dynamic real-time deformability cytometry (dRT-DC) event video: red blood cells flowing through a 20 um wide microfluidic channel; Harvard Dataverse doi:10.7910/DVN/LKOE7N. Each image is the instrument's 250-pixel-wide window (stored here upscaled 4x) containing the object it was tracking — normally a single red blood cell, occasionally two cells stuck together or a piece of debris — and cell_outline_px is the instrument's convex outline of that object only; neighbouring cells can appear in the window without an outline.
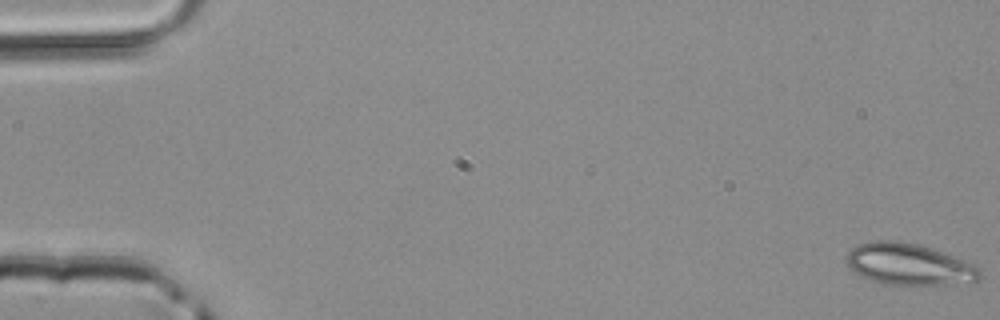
{"species": "common noctule bat (a hibernating species)", "species_latin": "Nyctalus noctula", "temperature_condition": "room temperature", "stored_images_in_passage": 51, "camera_frame_rate_fps": 3000, "um_per_image_px": 0.085, "animal": {"sex": "male", "body_mass_g": 20.4}, "frame": {"image": 1, "passage_image": 1, "time_ms": 0.0, "image_size_px": [1000, 320], "cell_outline_px": [[980, 276], [976, 280], [916, 288], [908, 288], [880, 284], [860, 276], [848, 264], [848, 252], [856, 244], [872, 240], [896, 240], [920, 244], [976, 264], [980, 268]], "centroid_in_image_um": [77.25, 22.5], "position_along_channel_um": 7.7, "area_um2": 33.18}}
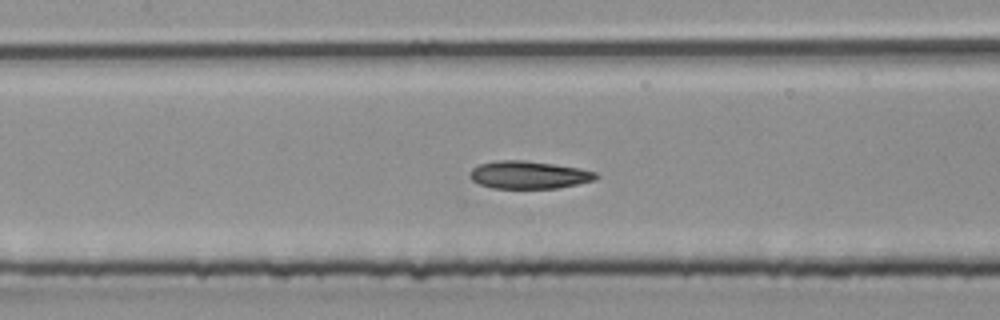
{"frame": {"image": 2, "passage_image": 24, "time_ms": 7.667, "image_size_px": [1000, 320], "cell_outline_px": [[600, 176], [596, 180], [556, 188], [492, 188], [480, 184], [472, 180], [468, 176], [468, 172], [472, 168], [480, 164], [496, 160], [524, 160], [556, 164], [580, 168], [596, 172]], "centroid_in_image_um": [44.94, 14.85], "position_along_channel_um": 162.5, "area_um2": 20.52}}
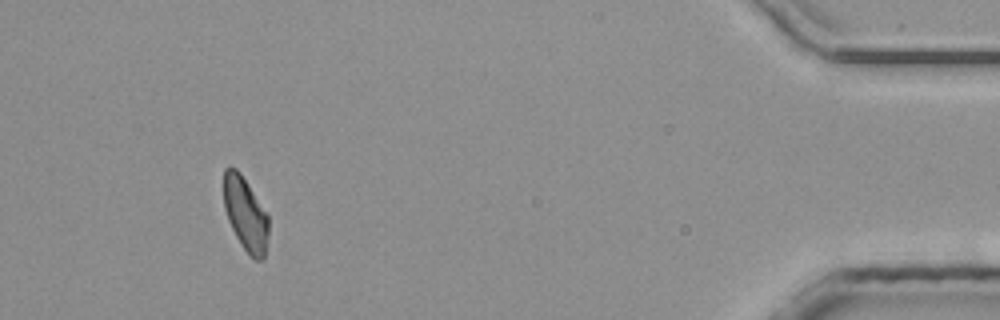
{"frame": {"image": 3, "passage_image": 47, "time_ms": 15.333, "image_size_px": [1000, 320], "cell_outline_px": [[268, 236], [264, 256], [260, 260], [256, 260], [248, 256], [240, 244], [228, 220], [224, 208], [224, 168], [228, 164], [236, 168], [240, 172], [268, 216]], "centroid_in_image_um": [20.84, 18.19], "position_along_channel_um": 414.4, "area_um2": 19.19}}